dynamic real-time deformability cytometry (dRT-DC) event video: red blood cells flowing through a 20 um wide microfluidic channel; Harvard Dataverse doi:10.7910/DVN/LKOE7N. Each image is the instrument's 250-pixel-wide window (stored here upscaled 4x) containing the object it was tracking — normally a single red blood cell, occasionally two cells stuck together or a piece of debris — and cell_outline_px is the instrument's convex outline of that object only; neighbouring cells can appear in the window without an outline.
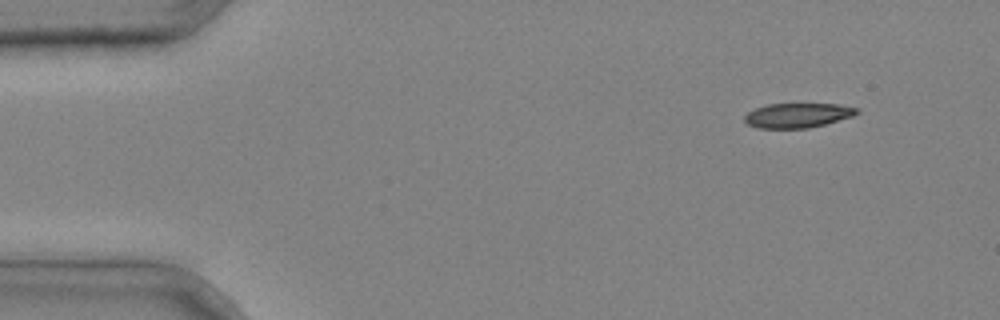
{"species": "common noctule bat (a hibernating species)", "species_latin": "Nyctalus noctula", "temperature_condition": "cold", "stored_images_in_passage": 37, "camera_frame_rate_fps": 3000, "um_per_image_px": 0.085, "animal": {"sex": "male", "body_mass_g": 20.4}, "frame": {"image": 1, "passage_image": 1, "time_ms": 0.0, "image_size_px": [1000, 320], "cell_outline_px": [[860, 112], [852, 116], [824, 124], [808, 128], [756, 128], [748, 124], [744, 120], [744, 116], [748, 112], [756, 108], [768, 104], [836, 104], [860, 108]], "centroid_in_image_um": [67.8, 9.8], "position_along_channel_um": 17.2, "area_um2": 16.01}}
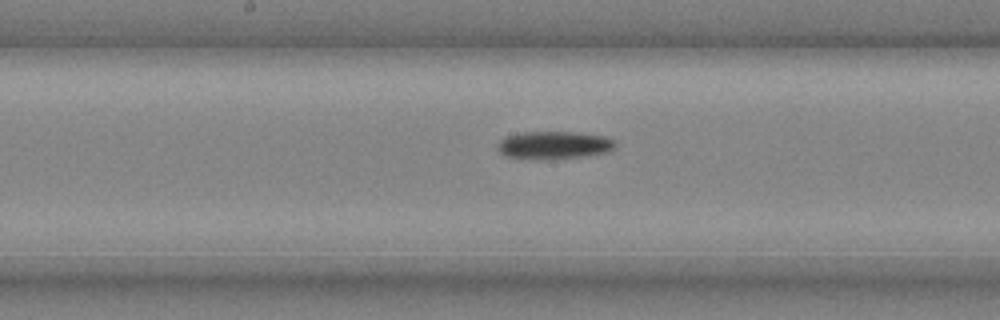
{"frame": {"image": 2, "passage_image": 19, "time_ms": 6.0, "image_size_px": [1000, 320], "cell_outline_px": [[616, 148], [608, 152], [588, 156], [552, 160], [540, 160], [504, 156], [496, 148], [496, 144], [500, 140], [508, 136], [520, 132], [580, 132], [604, 136], [616, 140]], "centroid_in_image_um": [47.12, 12.35], "position_along_channel_um": 201.1, "area_um2": 19.65}}
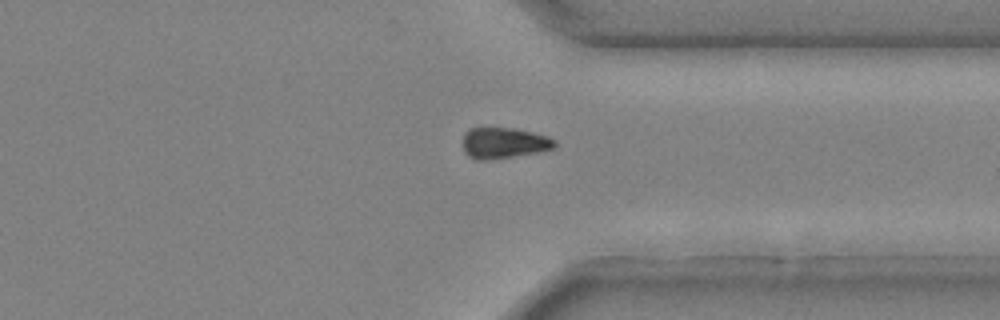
{"frame": {"image": 3, "passage_image": 30, "time_ms": 9.667, "image_size_px": [1000, 320], "cell_outline_px": [[556, 148], [536, 152], [512, 156], [484, 160], [476, 160], [468, 156], [464, 152], [464, 132], [468, 128], [512, 128], [532, 132], [548, 136], [556, 140]], "centroid_in_image_um": [42.83, 12.14], "position_along_channel_um": 368.6, "area_um2": 16.47}}